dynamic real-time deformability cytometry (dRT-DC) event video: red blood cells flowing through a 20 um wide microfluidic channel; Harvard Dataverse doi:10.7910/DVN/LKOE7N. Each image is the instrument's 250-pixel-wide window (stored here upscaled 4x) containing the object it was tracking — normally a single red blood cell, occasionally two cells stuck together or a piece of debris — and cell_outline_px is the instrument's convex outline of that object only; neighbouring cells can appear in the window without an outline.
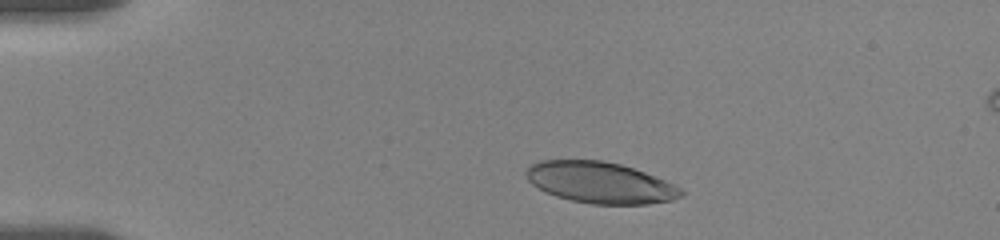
{"species": "human", "species_latin": "Homo sapiens", "temperature_condition": "room temperature", "stored_images_in_passage": 5, "camera_frame_rate_fps": 3000, "um_per_image_px": 0.085, "donor": {"sex": "female"}, "frame": {"image": 1, "passage_image": 2, "time_ms": 1.333, "image_size_px": [1000, 240], "cell_outline_px": [[684, 196], [672, 200], [648, 204], [592, 204], [572, 200], [556, 196], [544, 192], [532, 184], [528, 180], [524, 172], [528, 164], [540, 160], [604, 160], [620, 164], [644, 172], [664, 180], [680, 188], [684, 192]], "centroid_in_image_um": [50.97, 15.51], "position_along_channel_um": 34.0, "area_um2": 37.34}}